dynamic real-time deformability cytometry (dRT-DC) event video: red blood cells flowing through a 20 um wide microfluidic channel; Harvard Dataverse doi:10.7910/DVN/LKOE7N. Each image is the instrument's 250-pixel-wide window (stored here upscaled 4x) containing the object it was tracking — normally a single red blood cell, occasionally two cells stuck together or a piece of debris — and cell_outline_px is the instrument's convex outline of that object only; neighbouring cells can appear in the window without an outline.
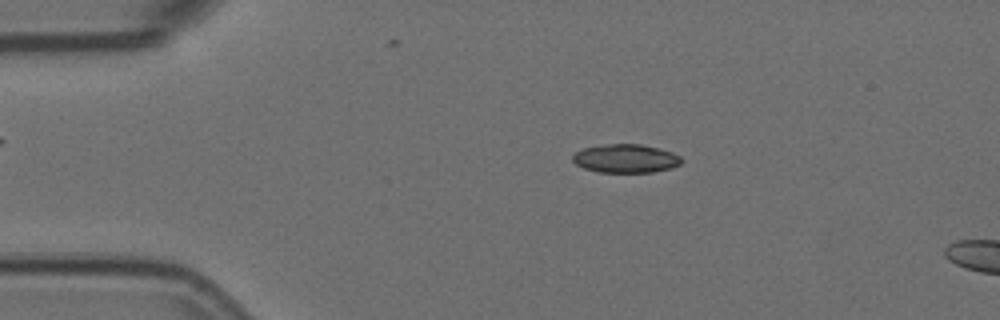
{"species": "Egyptian fruit bat (a non-hibernating species)", "species_latin": "Rousettus aegyptiacus", "temperature_condition": "room temperature", "stored_images_in_passage": 5, "camera_frame_rate_fps": 3000, "um_per_image_px": 0.085, "animal": {"sex": "female"}, "frame": {"image": 1, "passage_image": 3, "time_ms": 0.667, "image_size_px": [1000, 320], "cell_outline_px": [[684, 160], [680, 164], [672, 168], [652, 172], [600, 172], [584, 168], [576, 164], [572, 160], [572, 156], [576, 152], [584, 148], [608, 144], [640, 144], [672, 152], [680, 156]], "centroid_in_image_um": [53.2, 13.48], "position_along_channel_um": 31.8, "area_um2": 17.98}}